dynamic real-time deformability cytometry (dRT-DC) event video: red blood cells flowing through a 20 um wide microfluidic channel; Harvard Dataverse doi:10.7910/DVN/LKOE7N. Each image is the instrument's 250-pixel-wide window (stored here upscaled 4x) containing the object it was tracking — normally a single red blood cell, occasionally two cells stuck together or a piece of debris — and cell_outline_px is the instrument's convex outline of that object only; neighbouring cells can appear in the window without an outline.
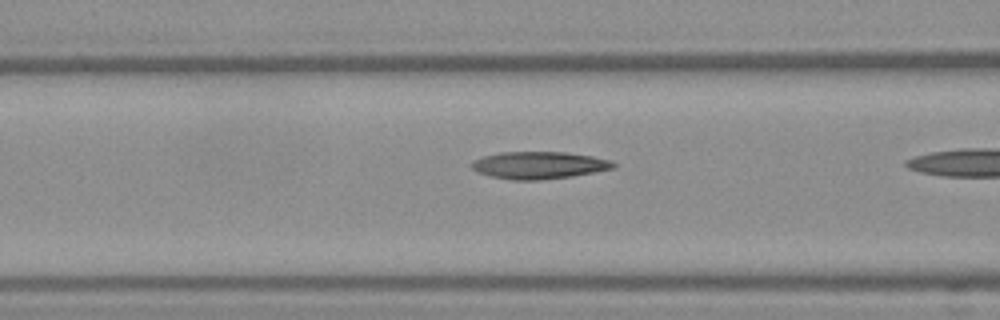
{"species": "Egyptian fruit bat (a non-hibernating species)", "species_latin": "Rousettus aegyptiacus", "temperature_condition": "warm", "stored_images_in_passage": 15, "camera_frame_rate_fps": 3000, "um_per_image_px": 0.085, "frame": {"image": 1, "passage_image": 14, "time_ms": 4.333, "image_size_px": [1000, 320], "cell_outline_px": [[616, 168], [596, 172], [572, 176], [540, 180], [512, 180], [492, 176], [480, 172], [472, 168], [468, 164], [484, 156], [500, 152], [564, 152], [592, 156], [612, 160], [616, 164]], "centroid_in_image_um": [45.87, 14.04], "position_along_channel_um": 120.7, "area_um2": 22.48}}